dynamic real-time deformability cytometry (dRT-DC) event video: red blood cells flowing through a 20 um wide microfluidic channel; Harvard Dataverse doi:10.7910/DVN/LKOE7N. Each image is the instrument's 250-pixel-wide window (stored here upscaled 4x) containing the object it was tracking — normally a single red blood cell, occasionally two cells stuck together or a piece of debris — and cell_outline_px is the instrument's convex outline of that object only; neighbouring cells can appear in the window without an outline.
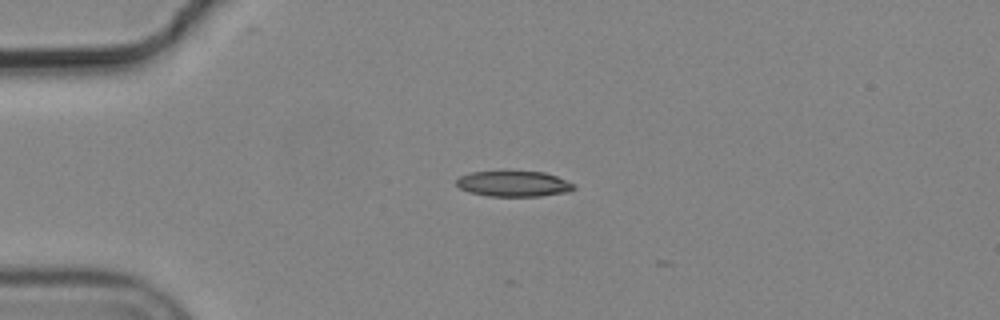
{"species": "common noctule bat (a hibernating species)", "species_latin": "Nyctalus noctula", "temperature_condition": "cold", "stored_images_in_passage": 2, "camera_frame_rate_fps": 3000, "um_per_image_px": 0.085, "animal": {"sex": "male", "body_mass_g": 19.2, "forearm_length_mm": 51.8}, "frame": {"image": 1, "passage_image": 1, "time_ms": 0.0, "image_size_px": [1000, 320], "cell_outline_px": [[576, 188], [568, 192], [540, 196], [488, 196], [468, 192], [460, 188], [456, 184], [456, 180], [460, 176], [472, 172], [504, 168], [544, 172], [556, 176], [576, 184]], "centroid_in_image_um": [43.65, 15.57], "position_along_channel_um": 41.4, "area_um2": 18.5}}